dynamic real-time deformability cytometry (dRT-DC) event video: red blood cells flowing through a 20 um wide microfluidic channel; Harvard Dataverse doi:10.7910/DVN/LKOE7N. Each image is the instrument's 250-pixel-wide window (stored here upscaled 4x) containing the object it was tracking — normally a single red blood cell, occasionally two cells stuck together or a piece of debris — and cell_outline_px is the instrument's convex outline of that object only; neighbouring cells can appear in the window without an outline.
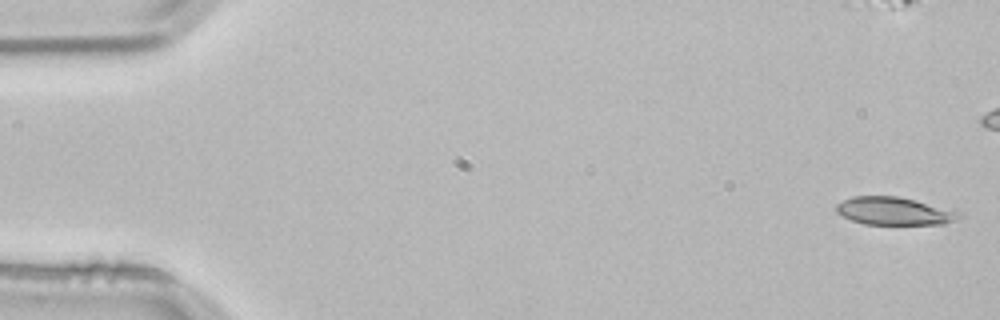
{"species": "common noctule bat (a hibernating species)", "species_latin": "Nyctalus noctula", "temperature_condition": "room temperature", "stored_images_in_passage": 5, "camera_frame_rate_fps": 3000, "um_per_image_px": 0.085, "animal": {"sex": "male", "body_mass_g": 21.5, "forearm_length_mm": 52.0}, "frame": {"image": 1, "passage_image": 1, "time_ms": 0.0, "image_size_px": [1000, 320], "cell_outline_px": [[960, 216], [944, 224], [864, 224], [852, 220], [836, 212], [836, 204], [852, 196], [896, 196], [960, 212]], "centroid_in_image_um": [75.93, 17.94], "position_along_channel_um": 9.1, "area_um2": 19.36}}